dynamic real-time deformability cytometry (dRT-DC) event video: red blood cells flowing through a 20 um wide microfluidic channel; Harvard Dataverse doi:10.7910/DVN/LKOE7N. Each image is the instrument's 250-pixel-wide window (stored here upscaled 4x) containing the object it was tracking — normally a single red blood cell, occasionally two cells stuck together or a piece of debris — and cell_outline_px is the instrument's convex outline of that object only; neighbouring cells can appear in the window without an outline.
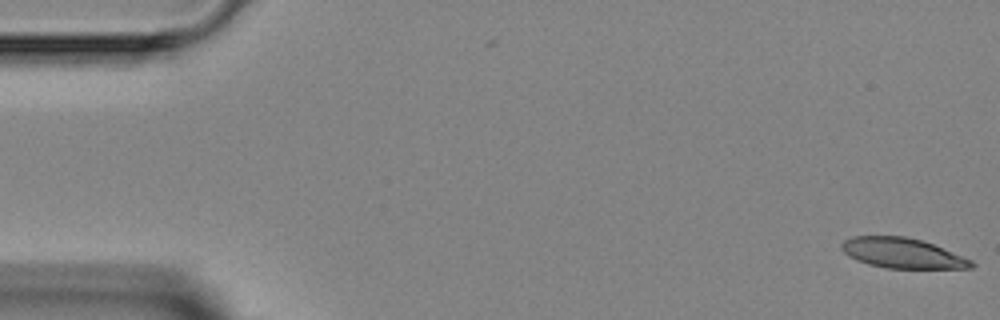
{"species": "Egyptian fruit bat (a non-hibernating species)", "species_latin": "Rousettus aegyptiacus", "temperature_condition": "room temperature", "stored_images_in_passage": 5, "camera_frame_rate_fps": 3000, "um_per_image_px": 0.085, "animal": {"sex": "female"}, "frame": {"image": 1, "passage_image": 1, "time_ms": 0.0, "image_size_px": [1000, 320], "cell_outline_px": [[976, 264], [972, 268], [884, 268], [868, 264], [856, 260], [848, 256], [840, 248], [840, 244], [844, 240], [852, 236], [904, 236], [920, 240], [932, 244], [972, 260]], "centroid_in_image_um": [76.65, 21.52], "position_along_channel_um": 8.3, "area_um2": 22.72}}
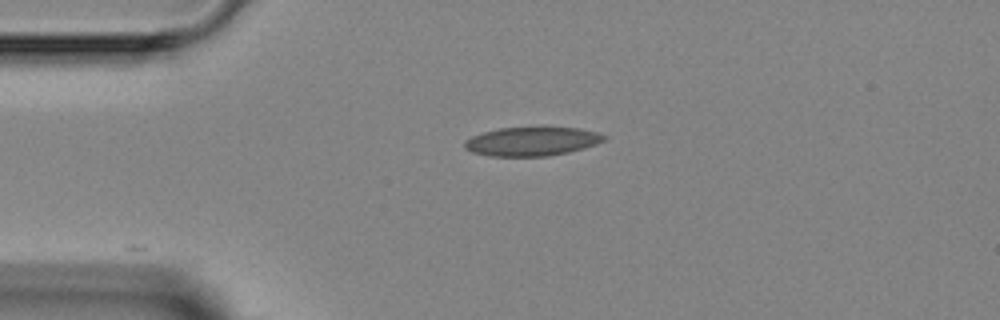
{"frame": {"image": 2, "passage_image": 5, "time_ms": 5.333, "image_size_px": [1000, 320], "cell_outline_px": [[608, 136], [604, 140], [596, 144], [584, 148], [568, 152], [548, 156], [488, 156], [472, 152], [464, 148], [464, 140], [472, 136], [484, 132], [500, 128], [576, 128], [596, 132]], "centroid_in_image_um": [45.18, 12.03], "position_along_channel_um": 39.8, "area_um2": 23.24}}